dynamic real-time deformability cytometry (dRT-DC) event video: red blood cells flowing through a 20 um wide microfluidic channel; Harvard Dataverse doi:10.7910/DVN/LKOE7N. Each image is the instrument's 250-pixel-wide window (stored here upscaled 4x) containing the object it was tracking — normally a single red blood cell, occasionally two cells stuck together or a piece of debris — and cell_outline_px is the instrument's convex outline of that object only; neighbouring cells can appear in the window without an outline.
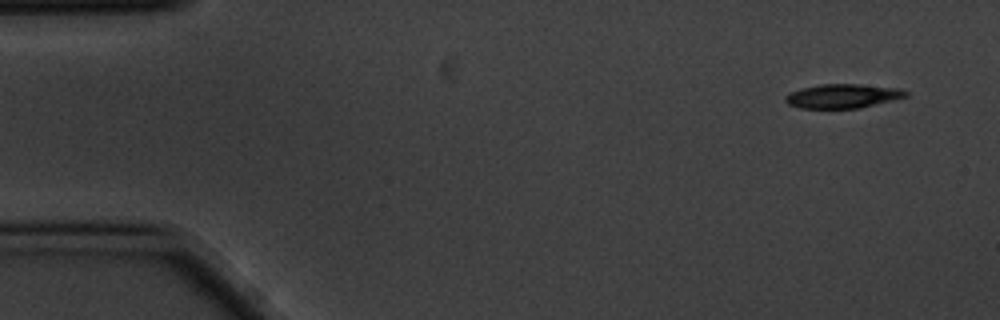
{"species": "common noctule bat (a hibernating species)", "species_latin": "Nyctalus noctula", "temperature_condition": "cold", "stored_images_in_passage": 2, "camera_frame_rate_fps": 3000, "um_per_image_px": 0.085, "animal": {"sex": "male", "body_mass_g": 20.1, "forearm_length_mm": 53.5}, "frame": {"image": 1, "passage_image": 2, "time_ms": 0.333, "image_size_px": [1000, 320], "cell_outline_px": [[908, 96], [860, 108], [800, 108], [788, 104], [784, 100], [784, 96], [788, 92], [800, 88], [820, 84], [860, 84], [900, 88], [908, 92]], "centroid_in_image_um": [71.59, 8.15], "position_along_channel_um": 13.4, "area_um2": 17.05}}